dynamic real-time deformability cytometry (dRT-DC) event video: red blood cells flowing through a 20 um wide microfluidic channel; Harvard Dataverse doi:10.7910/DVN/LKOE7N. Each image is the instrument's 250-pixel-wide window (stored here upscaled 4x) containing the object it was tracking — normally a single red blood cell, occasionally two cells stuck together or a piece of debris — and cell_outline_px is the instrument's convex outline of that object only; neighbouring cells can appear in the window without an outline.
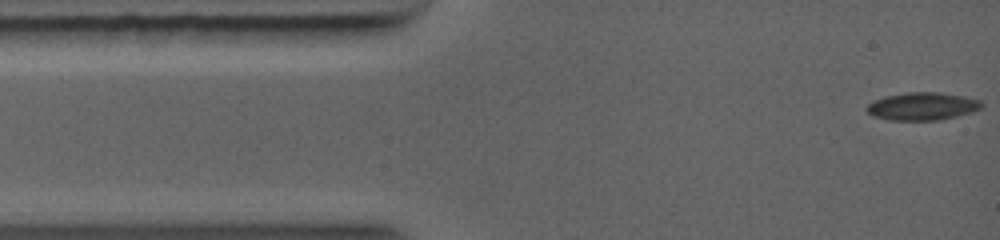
{"species": "common noctule bat (a hibernating species)", "species_latin": "Nyctalus noctula", "temperature_condition": "warm", "stored_images_in_passage": 43, "camera_frame_rate_fps": 5000, "um_per_image_px": 0.085, "animal": {"sex": "female", "body_mass_g": 19.0, "forearm_length_mm": 56.7}, "frame": {"image": 1, "passage_image": 1, "time_ms": 0.0, "image_size_px": [1000, 240], "cell_outline_px": [[984, 104], [980, 108], [972, 112], [940, 120], [888, 120], [872, 116], [864, 108], [868, 104], [884, 96], [908, 92], [940, 92], [964, 96], [980, 100]], "centroid_in_image_um": [78.39, 9.03], "position_along_channel_um": 6.6, "area_um2": 18.67}}
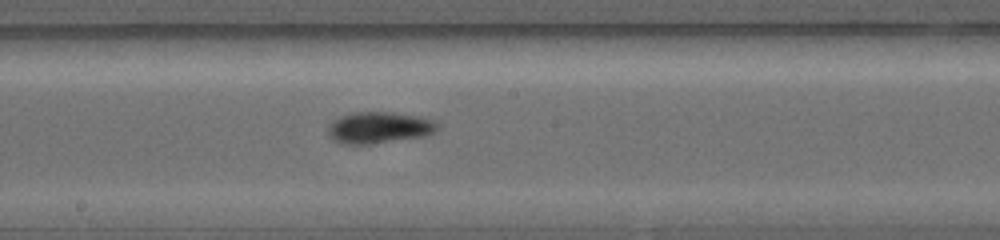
{"frame": {"image": 2, "passage_image": 19, "time_ms": 5.8, "image_size_px": [1000, 240], "cell_outline_px": [[440, 128], [424, 136], [368, 144], [340, 144], [328, 136], [328, 124], [340, 116], [352, 112], [392, 112], [420, 116], [432, 120], [440, 124]], "centroid_in_image_um": [32.2, 10.84], "position_along_channel_um": 216.0, "area_um2": 20.17}}
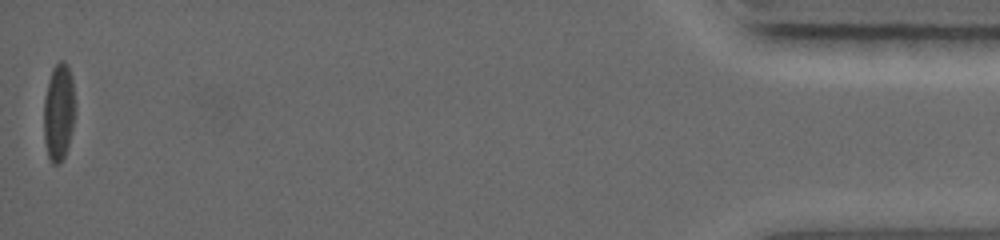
{"frame": {"image": 3, "passage_image": 43, "time_ms": 13.0, "image_size_px": [1000, 240], "cell_outline_px": [[76, 108], [72, 128], [68, 144], [64, 156], [60, 164], [52, 164], [48, 156], [44, 140], [44, 96], [48, 80], [52, 68], [60, 60], [64, 60], [68, 64], [72, 76], [76, 104]], "centroid_in_image_um": [5.0, 9.47], "position_along_channel_um": 430.2, "area_um2": 18.15}}